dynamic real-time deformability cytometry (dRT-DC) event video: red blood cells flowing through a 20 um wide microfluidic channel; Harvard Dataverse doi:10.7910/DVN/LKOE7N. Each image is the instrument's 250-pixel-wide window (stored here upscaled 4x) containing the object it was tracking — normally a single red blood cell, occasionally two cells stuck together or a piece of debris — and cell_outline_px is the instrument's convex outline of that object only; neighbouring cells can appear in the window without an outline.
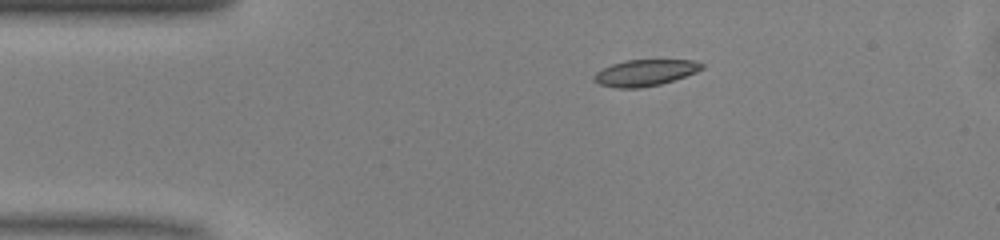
{"species": "common noctule bat (a hibernating species)", "species_latin": "Nyctalus noctula", "temperature_condition": "warm", "stored_images_in_passage": 36, "camera_frame_rate_fps": 3000, "um_per_image_px": 0.085, "animal": {"sex": "male", "body_mass_g": 13.0, "forearm_length_mm": 53.1}, "frame": {"image": 1, "passage_image": 1, "time_ms": 0.0, "image_size_px": [1000, 240], "cell_outline_px": [[704, 68], [696, 72], [660, 84], [640, 88], [616, 88], [600, 84], [592, 80], [592, 76], [596, 72], [612, 64], [624, 60], [692, 60], [704, 64]], "centroid_in_image_um": [54.8, 6.18], "position_along_channel_um": 30.2, "area_um2": 16.47}}
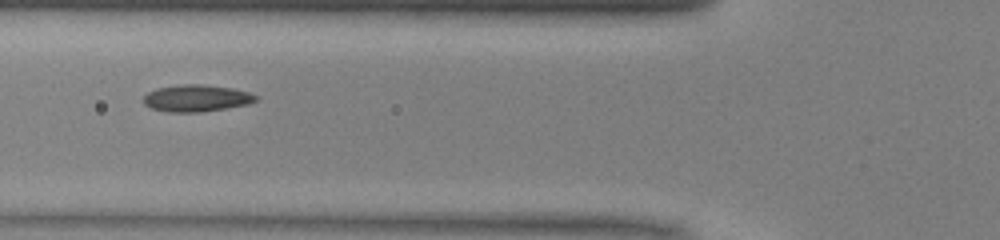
{"frame": {"image": 2, "passage_image": 10, "time_ms": 3.0, "image_size_px": [1000, 240], "cell_outline_px": [[256, 100], [248, 104], [200, 112], [168, 112], [152, 108], [144, 104], [144, 96], [148, 92], [156, 88], [184, 84], [196, 84], [232, 88], [248, 92], [256, 96]], "centroid_in_image_um": [16.66, 8.35], "position_along_channel_um": 109.1, "area_um2": 17.28}}
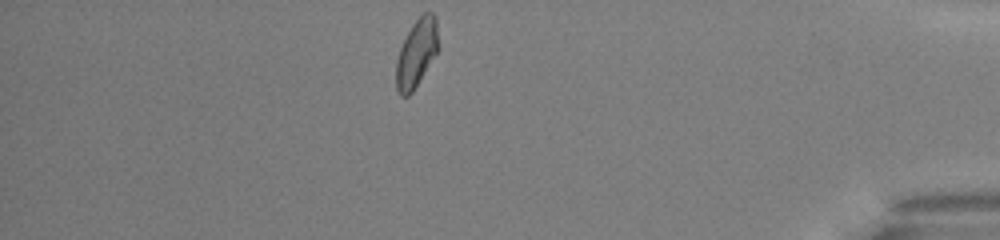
{"frame": {"image": 3, "passage_image": 35, "time_ms": 11.333, "image_size_px": [1000, 240], "cell_outline_px": [[440, 48], [412, 92], [408, 96], [400, 96], [396, 88], [396, 60], [400, 48], [412, 24], [424, 12], [432, 12], [436, 16]], "centroid_in_image_um": [35.43, 4.5], "position_along_channel_um": 399.8, "area_um2": 16.82}, "authors_computed_cell_mechanics": {"area_um2": 16.7909, "velocity_mm_per_s": 4.0707, "shape_relaxation_time_tau1_ms": 3.5462, "shape_relaxation_time_tau2_ms": 1.5466, "deformation_change_tau1": 0.1061, "deformation_change_tau2": 0.0623}}